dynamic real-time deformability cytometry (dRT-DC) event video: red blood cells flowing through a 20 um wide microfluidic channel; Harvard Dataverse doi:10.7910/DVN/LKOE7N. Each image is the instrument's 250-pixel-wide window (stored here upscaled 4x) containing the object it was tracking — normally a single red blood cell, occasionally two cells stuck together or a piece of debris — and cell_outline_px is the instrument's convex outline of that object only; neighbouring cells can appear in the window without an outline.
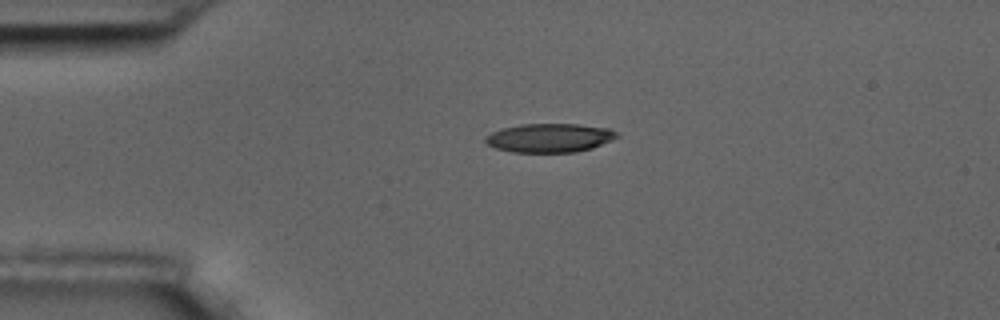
{"species": "common noctule bat (a hibernating species)", "species_latin": "Nyctalus noctula", "temperature_condition": "room temperature", "stored_images_in_passage": 2, "camera_frame_rate_fps": 3000, "um_per_image_px": 0.085, "animal": {"sex": "male", "body_mass_g": 17.5, "forearm_length_mm": 52.3}, "frame": {"image": 1, "passage_image": 1, "time_ms": 0.0, "image_size_px": [1000, 320], "cell_outline_px": [[620, 136], [612, 140], [592, 148], [576, 152], [512, 152], [496, 148], [488, 144], [484, 140], [484, 136], [492, 132], [504, 128], [520, 124], [580, 124], [608, 128], [616, 132]], "centroid_in_image_um": [46.72, 11.72], "position_along_channel_um": 38.3, "area_um2": 22.08}}